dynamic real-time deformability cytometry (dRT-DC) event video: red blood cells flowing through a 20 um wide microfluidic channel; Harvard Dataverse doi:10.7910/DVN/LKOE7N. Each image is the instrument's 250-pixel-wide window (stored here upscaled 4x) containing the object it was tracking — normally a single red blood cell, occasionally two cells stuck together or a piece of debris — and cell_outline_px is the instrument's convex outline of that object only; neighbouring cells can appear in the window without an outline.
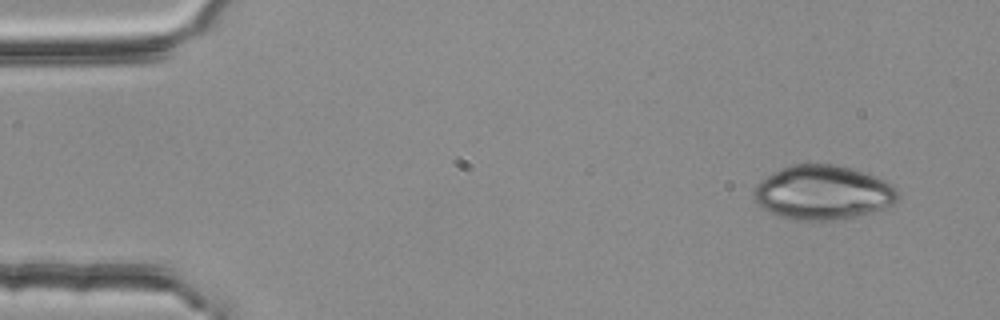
{"species": "common noctule bat (a hibernating species)", "species_latin": "Nyctalus noctula", "temperature_condition": "room temperature", "stored_images_in_passage": 3, "camera_frame_rate_fps": 3000, "um_per_image_px": 0.085, "animal": {"sex": "female", "body_mass_g": 25.1}, "frame": {"image": 1, "passage_image": 1, "time_ms": 0.0, "image_size_px": [1000, 320], "cell_outline_px": [[900, 196], [892, 204], [884, 208], [844, 220], [792, 220], [780, 216], [760, 208], [752, 196], [752, 188], [760, 180], [780, 168], [792, 164], [832, 164], [864, 172], [884, 180], [892, 184], [900, 192]], "centroid_in_image_um": [69.91, 16.38], "position_along_channel_um": 15.1, "area_um2": 45.95}}